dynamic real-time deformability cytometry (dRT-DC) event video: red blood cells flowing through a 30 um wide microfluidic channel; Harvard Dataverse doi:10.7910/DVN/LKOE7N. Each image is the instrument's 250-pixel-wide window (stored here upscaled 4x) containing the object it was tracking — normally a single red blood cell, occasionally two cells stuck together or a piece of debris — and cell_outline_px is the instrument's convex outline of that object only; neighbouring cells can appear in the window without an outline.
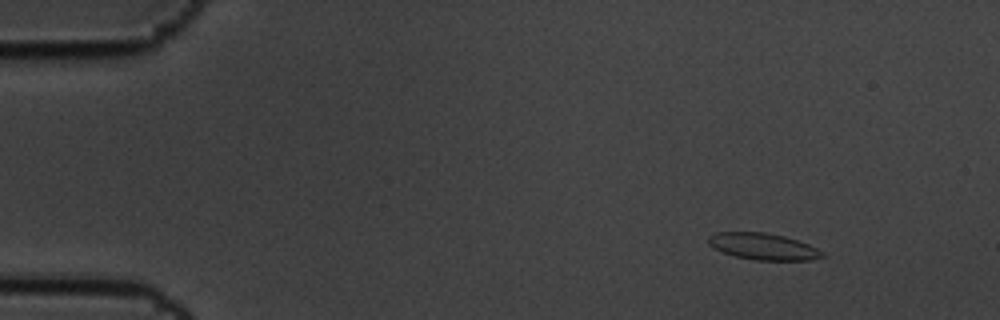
{"species": "common noctule bat (a hibernating species)", "species_latin": "Nyctalus noctula", "temperature_condition": "cold", "stored_images_in_passage": 6, "camera_frame_rate_fps": 3000, "um_per_image_px": 0.085, "animal": {"sex": "male", "body_mass_g": 19.5, "forearm_length_mm": 54.6}, "frame": {"image": 1, "passage_image": 2, "time_ms": 0.333, "image_size_px": [1000, 320], "cell_outline_px": [[828, 256], [812, 260], [752, 260], [736, 256], [724, 252], [708, 244], [708, 236], [716, 232], [764, 232], [784, 236], [808, 244], [824, 252]], "centroid_in_image_um": [64.91, 20.95], "position_along_channel_um": 20.1, "area_um2": 17.63}}
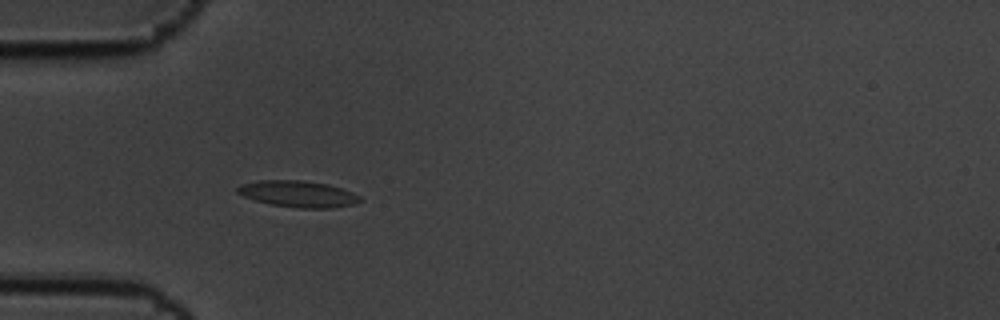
{"frame": {"image": 2, "passage_image": 5, "time_ms": 1.333, "image_size_px": [1000, 320], "cell_outline_px": [[360, 200], [352, 204], [332, 208], [300, 208], [268, 204], [244, 196], [236, 192], [236, 188], [244, 184], [260, 180], [300, 180], [328, 184], [352, 192], [360, 196]], "centroid_in_image_um": [25.32, 16.48], "position_along_channel_um": 59.7, "area_um2": 18.61}}
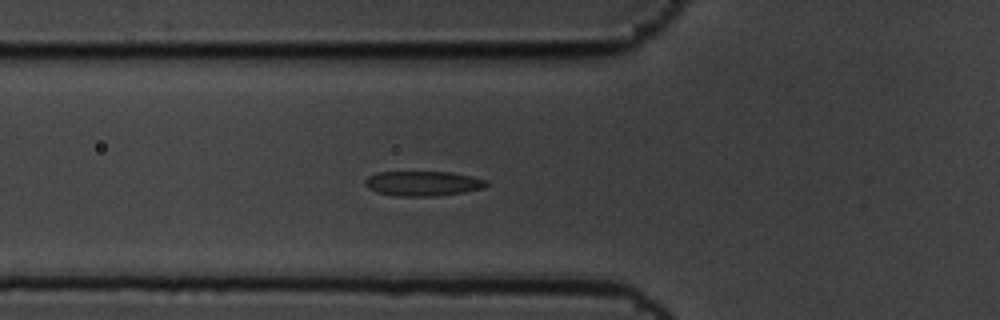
{"frame": {"image": 3, "passage_image": 6, "time_ms": 1.667, "image_size_px": [1000, 320], "cell_outline_px": [[488, 184], [484, 188], [464, 192], [432, 196], [396, 196], [376, 192], [368, 188], [364, 184], [364, 180], [368, 176], [376, 172], [452, 172], [472, 176], [488, 180]], "centroid_in_image_um": [35.94, 15.59], "position_along_channel_um": 89.9, "area_um2": 17.69}}